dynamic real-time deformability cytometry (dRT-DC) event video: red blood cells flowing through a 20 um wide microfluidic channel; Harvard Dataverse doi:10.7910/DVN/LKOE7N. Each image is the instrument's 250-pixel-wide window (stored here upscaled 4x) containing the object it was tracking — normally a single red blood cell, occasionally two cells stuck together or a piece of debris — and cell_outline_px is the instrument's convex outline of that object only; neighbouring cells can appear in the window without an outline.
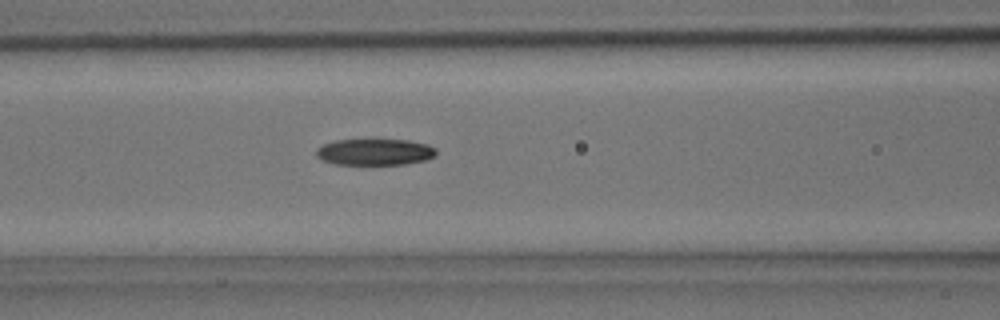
{"species": "common noctule bat (a hibernating species)", "species_latin": "Nyctalus noctula", "temperature_condition": "room temperature", "stored_images_in_passage": 4, "camera_frame_rate_fps": 3000, "um_per_image_px": 0.085, "animal": {"sex": "male", "body_mass_g": 15.6}, "frame": {"image": 1, "passage_image": 4, "time_ms": 1.0, "image_size_px": [1000, 320], "cell_outline_px": [[436, 156], [428, 160], [404, 164], [336, 164], [324, 160], [316, 156], [316, 148], [324, 144], [336, 140], [408, 140], [428, 144], [436, 148]], "centroid_in_image_um": [31.91, 12.92], "position_along_channel_um": 134.7, "area_um2": 18.44}}